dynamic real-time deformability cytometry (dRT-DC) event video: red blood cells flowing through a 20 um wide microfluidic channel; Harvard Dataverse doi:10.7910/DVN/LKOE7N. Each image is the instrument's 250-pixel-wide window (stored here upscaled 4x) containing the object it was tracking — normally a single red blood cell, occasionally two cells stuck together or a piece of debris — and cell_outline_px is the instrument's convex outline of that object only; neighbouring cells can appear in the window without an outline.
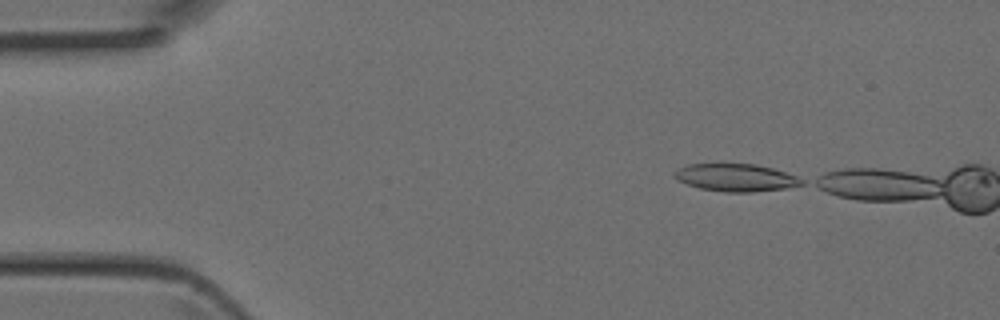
{"species": "Egyptian fruit bat (a non-hibernating species)", "species_latin": "Rousettus aegyptiacus", "temperature_condition": "room temperature", "stored_images_in_passage": 2, "camera_frame_rate_fps": 3000, "um_per_image_px": 0.085, "animal": {"sex": "female"}, "frame": {"image": 1, "passage_image": 1, "time_ms": 0.0, "image_size_px": [1000, 320], "cell_outline_px": [[804, 184], [788, 188], [752, 192], [724, 192], [700, 188], [676, 180], [672, 176], [680, 168], [688, 164], [756, 164], [772, 168], [796, 176], [804, 180]], "centroid_in_image_um": [62.56, 15.1], "position_along_channel_um": 22.4, "area_um2": 20.35}}